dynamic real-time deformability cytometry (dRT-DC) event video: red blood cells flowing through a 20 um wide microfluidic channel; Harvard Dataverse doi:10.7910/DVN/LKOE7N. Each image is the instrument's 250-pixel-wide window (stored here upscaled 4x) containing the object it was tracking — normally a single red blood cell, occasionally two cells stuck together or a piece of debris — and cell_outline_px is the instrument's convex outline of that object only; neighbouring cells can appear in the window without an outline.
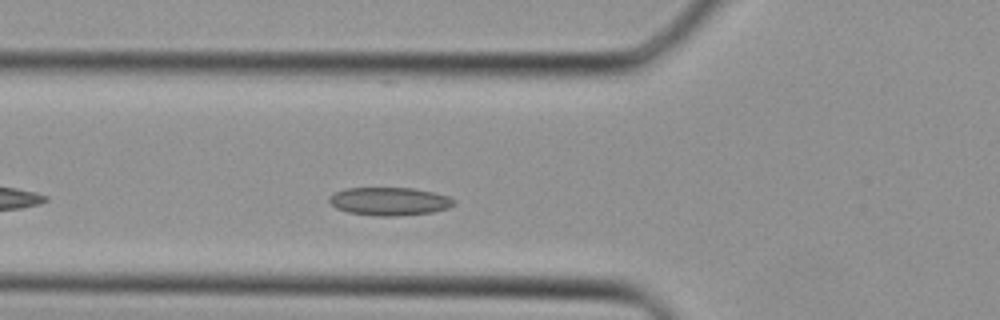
{"species": "Egyptian fruit bat (a non-hibernating species)", "species_latin": "Rousettus aegyptiacus", "temperature_condition": "cold", "stored_images_in_passage": 29, "camera_frame_rate_fps": 3000, "um_per_image_px": 0.085, "animal": {"sex": "female"}, "frame": {"image": 1, "passage_image": 4, "time_ms": 1.0, "image_size_px": [1000, 320], "cell_outline_px": [[456, 204], [448, 208], [432, 212], [396, 216], [376, 216], [348, 212], [336, 208], [328, 200], [328, 196], [344, 188], [412, 188], [436, 192], [448, 196], [456, 200]], "centroid_in_image_um": [33.12, 17.11], "position_along_channel_um": 92.7, "area_um2": 20.58}}
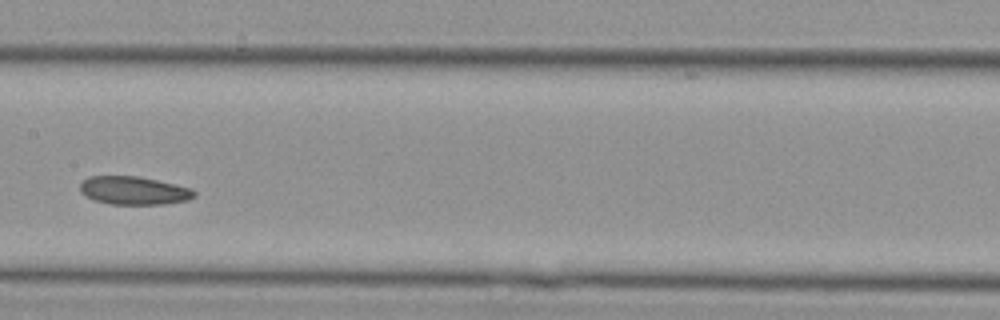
{"frame": {"image": 2, "passage_image": 10, "time_ms": 3.0, "image_size_px": [1000, 320], "cell_outline_px": [[196, 196], [188, 200], [164, 204], [108, 204], [92, 200], [84, 196], [80, 192], [80, 184], [88, 176], [136, 176], [156, 180], [192, 188], [196, 192]], "centroid_in_image_um": [11.35, 16.2], "position_along_channel_um": 196.1, "area_um2": 18.9}}
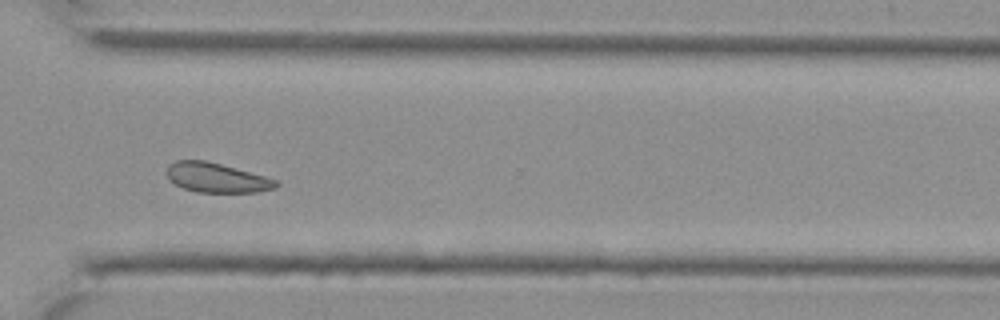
{"frame": {"image": 3, "passage_image": 19, "time_ms": 6.0, "image_size_px": [1000, 320], "cell_outline_px": [[280, 184], [276, 188], [256, 192], [196, 192], [184, 188], [168, 180], [164, 172], [168, 164], [176, 160], [204, 160], [220, 164], [280, 180]], "centroid_in_image_um": [18.39, 15.1], "position_along_channel_um": 352.2, "area_um2": 19.02}}